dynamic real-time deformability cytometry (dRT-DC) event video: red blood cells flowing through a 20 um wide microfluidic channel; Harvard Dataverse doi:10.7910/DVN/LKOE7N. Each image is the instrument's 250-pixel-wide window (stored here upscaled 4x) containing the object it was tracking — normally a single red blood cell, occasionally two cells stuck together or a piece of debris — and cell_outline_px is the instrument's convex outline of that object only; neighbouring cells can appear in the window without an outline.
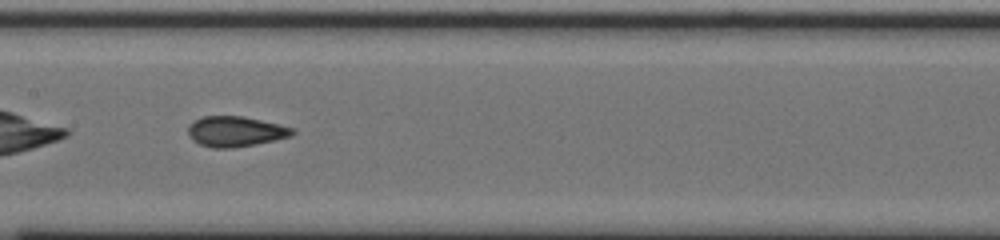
{"species": "common noctule bat (a hibernating species)", "species_latin": "Nyctalus noctula", "temperature_condition": "cold", "stored_images_in_passage": 32, "camera_frame_rate_fps": 3000, "um_per_image_px": 0.085, "animal": {"sex": "male", "body_mass_g": 20.0, "forearm_length_mm": 53.3}, "frame": {"image": 1, "passage_image": 10, "time_ms": 3.0, "image_size_px": [1000, 240], "cell_outline_px": [[296, 132], [292, 136], [276, 140], [232, 148], [212, 148], [200, 144], [192, 140], [188, 136], [188, 124], [204, 116], [244, 116], [292, 128]], "centroid_in_image_um": [19.99, 11.18], "position_along_channel_um": 187.4, "area_um2": 18.38}}